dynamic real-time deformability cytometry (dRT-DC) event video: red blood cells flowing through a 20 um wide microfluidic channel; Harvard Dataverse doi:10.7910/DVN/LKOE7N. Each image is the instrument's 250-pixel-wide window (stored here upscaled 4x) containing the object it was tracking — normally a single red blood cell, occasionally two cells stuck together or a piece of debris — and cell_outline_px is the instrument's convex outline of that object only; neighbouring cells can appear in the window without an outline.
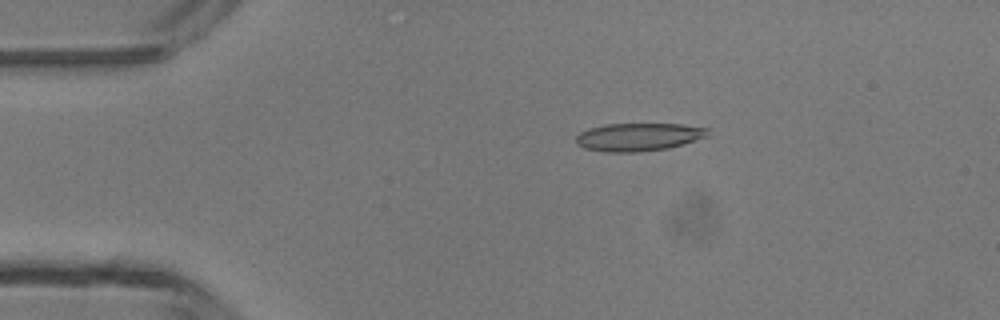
{"species": "common noctule bat (a hibernating species)", "species_latin": "Nyctalus noctula", "temperature_condition": "room temperature", "stored_images_in_passage": 4, "camera_frame_rate_fps": 3000, "um_per_image_px": 0.085, "animal": {"sex": "male", "body_mass_g": 13.3}, "frame": {"image": 1, "passage_image": 3, "time_ms": 2.333, "image_size_px": [1000, 320], "cell_outline_px": [[708, 136], [684, 144], [668, 148], [640, 152], [604, 152], [584, 148], [576, 144], [576, 136], [580, 132], [588, 128], [604, 124], [684, 124], [708, 128]], "centroid_in_image_um": [54.26, 11.64], "position_along_channel_um": 30.7, "area_um2": 21.68}}